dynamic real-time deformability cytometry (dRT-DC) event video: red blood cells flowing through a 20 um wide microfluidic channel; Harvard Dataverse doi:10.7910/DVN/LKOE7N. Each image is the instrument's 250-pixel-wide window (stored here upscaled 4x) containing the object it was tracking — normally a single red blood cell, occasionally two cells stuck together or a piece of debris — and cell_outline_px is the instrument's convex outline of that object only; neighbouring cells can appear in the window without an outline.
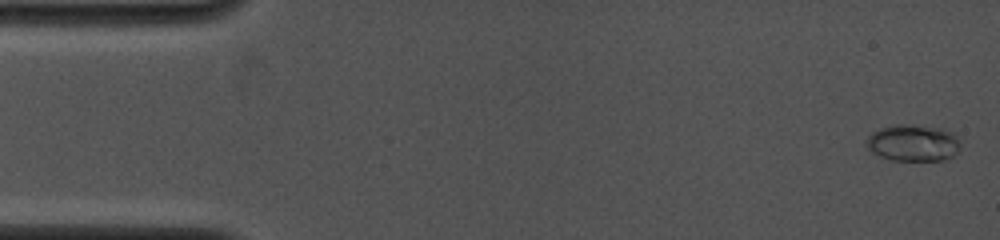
{"species": "common noctule bat (a hibernating species)", "species_latin": "Nyctalus noctula", "temperature_condition": "cold", "stored_images_in_passage": 25, "camera_frame_rate_fps": 4000, "um_per_image_px": 0.085, "animal": {"sex": "female", "body_mass_g": 19.0, "forearm_length_mm": 53.3}, "frame": {"image": 1, "passage_image": 1, "time_ms": 0.0, "image_size_px": [1000, 240], "cell_outline_px": [[960, 148], [952, 156], [944, 160], [892, 160], [880, 156], [872, 152], [868, 148], [868, 136], [872, 132], [880, 128], [896, 124], [904, 124], [936, 128], [952, 132], [956, 136], [960, 144]], "centroid_in_image_um": [77.61, 12.15], "position_along_channel_um": 7.4, "area_um2": 19.77}}
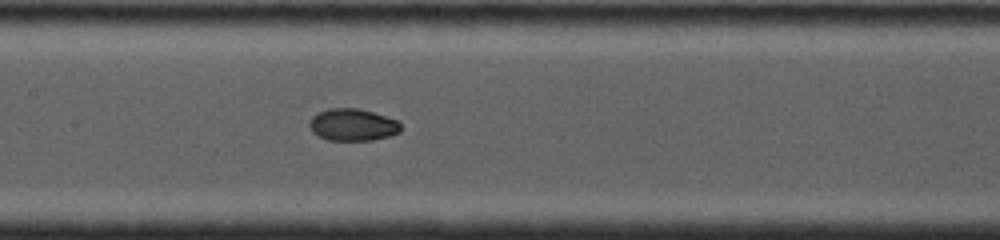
{"frame": {"image": 2, "passage_image": 17, "time_ms": 7.25, "image_size_px": [1000, 240], "cell_outline_px": [[400, 132], [392, 136], [372, 140], [328, 140], [312, 132], [308, 124], [312, 116], [316, 112], [328, 108], [360, 108], [400, 120]], "centroid_in_image_um": [29.99, 10.59], "position_along_channel_um": 177.4, "area_um2": 17.4}}
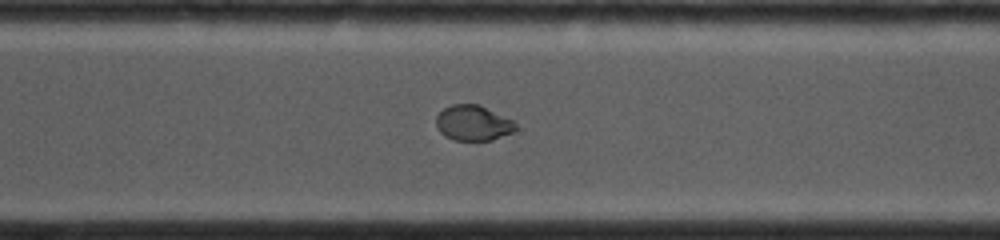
{"frame": {"image": 3, "passage_image": 25, "time_ms": 11.0, "image_size_px": [1000, 240], "cell_outline_px": [[516, 128], [512, 132], [492, 140], [452, 140], [444, 136], [436, 128], [436, 116], [444, 108], [452, 104], [480, 104], [512, 120], [516, 124]], "centroid_in_image_um": [40.18, 10.45], "position_along_channel_um": 330.4, "area_um2": 16.42}}